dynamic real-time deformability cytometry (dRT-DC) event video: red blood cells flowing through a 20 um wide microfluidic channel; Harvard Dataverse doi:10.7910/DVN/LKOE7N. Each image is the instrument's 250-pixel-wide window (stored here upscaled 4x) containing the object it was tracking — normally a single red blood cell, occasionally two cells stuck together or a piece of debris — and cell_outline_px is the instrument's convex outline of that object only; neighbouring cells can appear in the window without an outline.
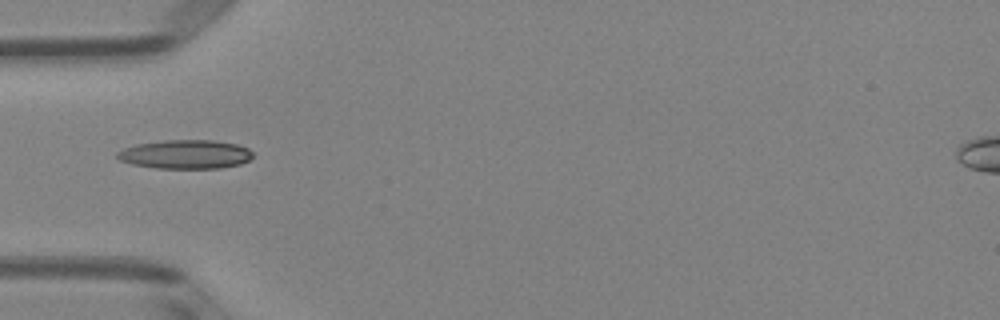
{"species": "Egyptian fruit bat (a non-hibernating species)", "species_latin": "Rousettus aegyptiacus", "temperature_condition": "room temperature", "stored_images_in_passage": 35, "camera_frame_rate_fps": 3000, "um_per_image_px": 0.085, "animal": {"sex": "female"}, "frame": {"image": 1, "passage_image": 1, "time_ms": 0.0, "image_size_px": [1000, 320], "cell_outline_px": [[252, 156], [248, 160], [240, 164], [220, 168], [156, 168], [132, 164], [120, 160], [116, 156], [116, 152], [124, 148], [136, 144], [164, 140], [212, 140], [236, 144], [248, 148], [252, 152]], "centroid_in_image_um": [15.74, 13.11], "position_along_channel_um": 69.3, "area_um2": 22.77}}
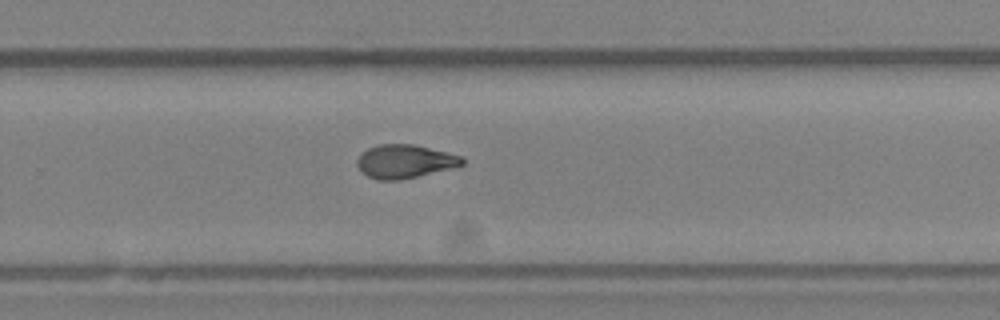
{"frame": {"image": 2, "passage_image": 18, "time_ms": 5.667, "image_size_px": [1000, 320], "cell_outline_px": [[464, 164], [452, 168], [400, 180], [376, 180], [368, 176], [356, 164], [356, 160], [368, 148], [380, 144], [412, 144], [460, 156], [464, 160]], "centroid_in_image_um": [34.39, 13.73], "position_along_channel_um": 295.4, "area_um2": 20.11}}
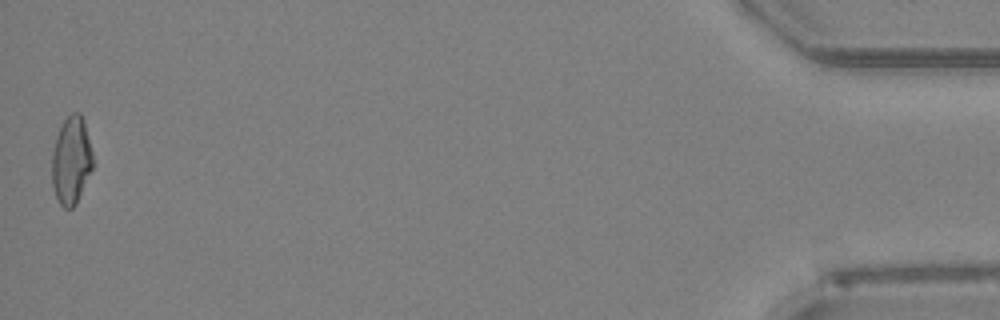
{"frame": {"image": 3, "passage_image": 35, "time_ms": 11.333, "image_size_px": [1000, 320], "cell_outline_px": [[92, 168], [76, 204], [72, 208], [64, 208], [60, 204], [56, 196], [52, 184], [52, 152], [56, 136], [64, 120], [72, 112], [80, 112], [84, 120], [92, 152]], "centroid_in_image_um": [6.05, 13.62], "position_along_channel_um": 429.2, "area_um2": 20.75}, "authors_computed_cell_mechanics": {"area_um2": 20.519, "velocity_mm_per_s": 3.9976, "shape_relaxation_time_tau1_ms": null, "shape_relaxation_time_tau2_ms": 2.6833, "deformation_change_tau1": null, "deformation_change_tau2": 0.0795}}